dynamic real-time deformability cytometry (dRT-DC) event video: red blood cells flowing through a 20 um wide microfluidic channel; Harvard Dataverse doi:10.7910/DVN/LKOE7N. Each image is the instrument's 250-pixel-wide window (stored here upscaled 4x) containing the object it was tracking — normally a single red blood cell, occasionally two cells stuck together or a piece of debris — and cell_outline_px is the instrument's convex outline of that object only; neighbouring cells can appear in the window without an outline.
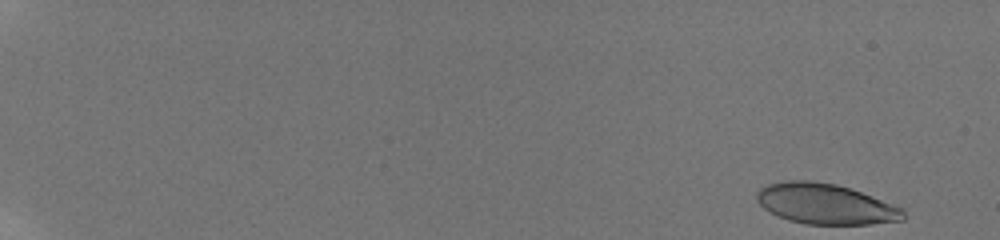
{"species": "human", "species_latin": "Homo sapiens", "temperature_condition": "room temperature", "stored_images_in_passage": 53, "camera_frame_rate_fps": 3000, "um_per_image_px": 0.085, "donor": {"sex": "male"}, "frame": {"image": 1, "passage_image": 1, "time_ms": 0.0, "image_size_px": [1000, 240], "cell_outline_px": [[904, 220], [868, 224], [804, 224], [788, 220], [764, 208], [756, 200], [756, 192], [760, 188], [768, 184], [784, 180], [812, 180], [836, 184], [860, 192], [904, 208]], "centroid_in_image_um": [70.15, 17.33], "position_along_channel_um": 14.9, "area_um2": 34.45}}
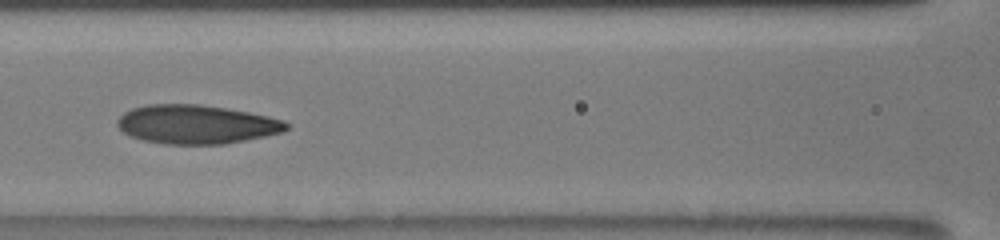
{"frame": {"image": 2, "passage_image": 29, "time_ms": 9.0, "image_size_px": [1000, 240], "cell_outline_px": [[288, 128], [284, 132], [224, 144], [164, 144], [144, 140], [128, 136], [116, 124], [116, 120], [124, 112], [132, 108], [144, 104], [200, 104], [248, 112], [268, 116], [284, 120], [288, 124]], "centroid_in_image_um": [16.66, 10.57], "position_along_channel_um": 149.9, "area_um2": 38.32}}
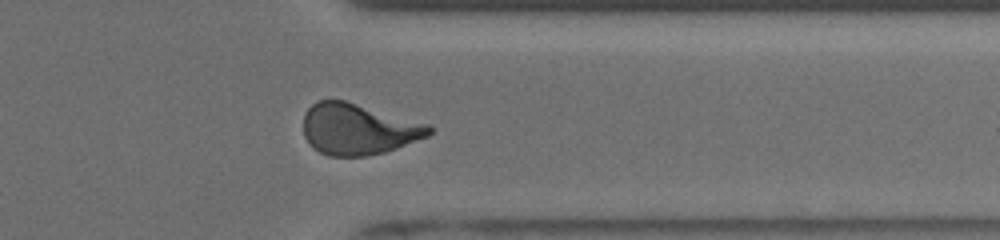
{"frame": {"image": 3, "passage_image": 46, "time_ms": 15.0, "image_size_px": [1000, 240], "cell_outline_px": [[432, 132], [428, 136], [384, 152], [364, 156], [328, 156], [320, 152], [308, 144], [304, 136], [304, 112], [316, 100], [344, 100], [428, 124], [432, 128]], "centroid_in_image_um": [30.41, 10.98], "position_along_channel_um": 381.0, "area_um2": 37.22}, "authors_computed_cell_mechanics": {"area_um2": 37.0498, "velocity_mm_per_s": 3.8581, "shape_relaxation_time_tau1_ms": null, "shape_relaxation_time_tau2_ms": 1.4603, "deformation_change_tau1": null, "deformation_change_tau2": 0.0905}}